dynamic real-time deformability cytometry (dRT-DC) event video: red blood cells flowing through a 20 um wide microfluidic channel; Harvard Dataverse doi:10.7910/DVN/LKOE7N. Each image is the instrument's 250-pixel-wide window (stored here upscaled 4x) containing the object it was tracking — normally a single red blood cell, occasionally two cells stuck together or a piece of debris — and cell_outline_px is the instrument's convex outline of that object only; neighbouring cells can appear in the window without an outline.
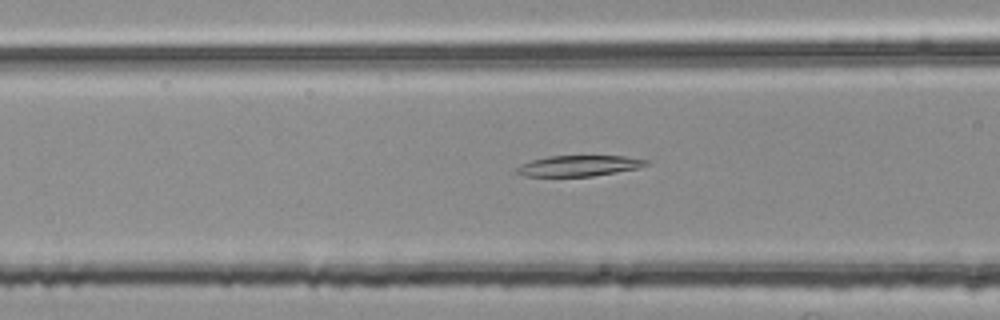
{"species": "common noctule bat (a hibernating species)", "species_latin": "Nyctalus noctula", "temperature_condition": "room temperature", "stored_images_in_passage": 40, "camera_frame_rate_fps": 3000, "um_per_image_px": 0.085, "animal": {"sex": "female", "body_mass_g": 25.1}, "frame": {"image": 1, "passage_image": 7, "time_ms": 2.0, "image_size_px": [1000, 320], "cell_outline_px": [[652, 160], [648, 164], [640, 168], [592, 176], [524, 176], [512, 172], [520, 164], [532, 160], [548, 156], [624, 156]], "centroid_in_image_um": [49.21, 14.09], "position_along_channel_um": 117.4, "area_um2": 15.84}}
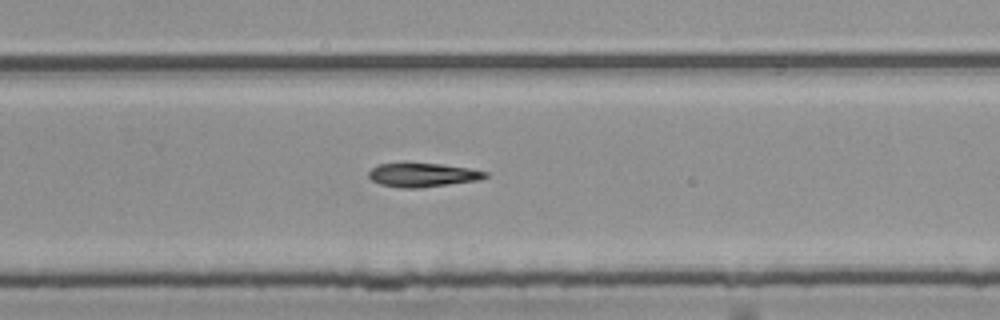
{"frame": {"image": 2, "passage_image": 21, "time_ms": 6.667, "image_size_px": [1000, 320], "cell_outline_px": [[488, 176], [480, 180], [420, 188], [400, 188], [380, 184], [372, 180], [368, 176], [368, 172], [372, 168], [380, 164], [404, 160], [440, 164], [468, 168], [488, 172]], "centroid_in_image_um": [35.88, 14.83], "position_along_channel_um": 293.9, "area_um2": 16.88}}
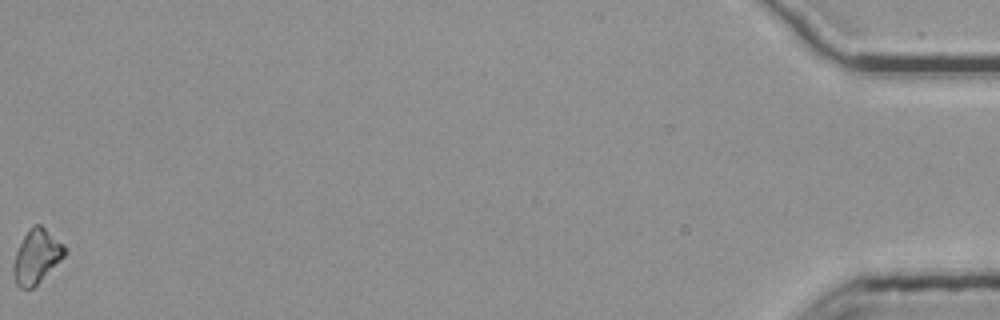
{"frame": {"image": 3, "passage_image": 40, "time_ms": 13.0, "image_size_px": [1000, 320], "cell_outline_px": [[68, 252], [32, 288], [20, 288], [16, 284], [12, 272], [12, 264], [16, 252], [28, 228], [32, 224], [40, 224], [64, 244], [68, 248]], "centroid_in_image_um": [3.1, 21.77], "position_along_channel_um": 432.1, "area_um2": 16.07}}